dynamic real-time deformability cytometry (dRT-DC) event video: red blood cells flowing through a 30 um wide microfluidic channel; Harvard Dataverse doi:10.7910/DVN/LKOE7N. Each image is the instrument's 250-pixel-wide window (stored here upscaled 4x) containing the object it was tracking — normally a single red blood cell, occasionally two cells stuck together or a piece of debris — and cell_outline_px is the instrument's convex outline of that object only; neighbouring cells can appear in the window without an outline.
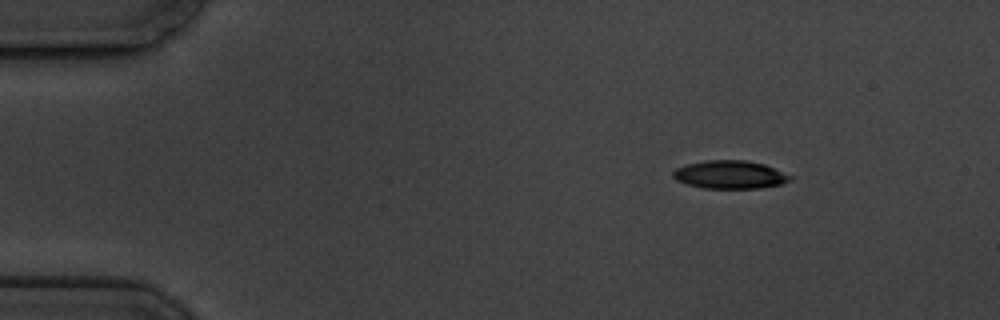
{"species": "common noctule bat (a hibernating species)", "species_latin": "Nyctalus noctula", "temperature_condition": "cold", "stored_images_in_passage": 9, "camera_frame_rate_fps": 3000, "um_per_image_px": 0.085, "animal": {"sex": "male", "body_mass_g": 19.5, "forearm_length_mm": 54.6}, "frame": {"image": 1, "passage_image": 1, "time_ms": 0.0, "image_size_px": [1000, 320], "cell_outline_px": [[796, 176], [792, 180], [780, 184], [760, 188], [704, 188], [688, 184], [676, 180], [672, 176], [672, 172], [676, 168], [684, 164], [704, 160], [744, 160], [764, 164]], "centroid_in_image_um": [62.07, 14.83], "position_along_channel_um": 22.9, "area_um2": 19.42}}
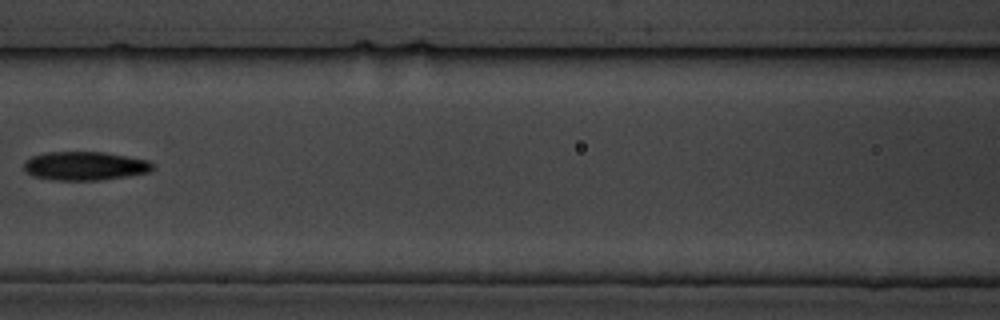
{"frame": {"image": 2, "passage_image": 6, "time_ms": 6.333, "image_size_px": [1000, 320], "cell_outline_px": [[156, 168], [152, 172], [128, 176], [100, 180], [52, 180], [32, 176], [24, 172], [24, 160], [32, 156], [44, 152], [104, 152], [148, 160]], "centroid_in_image_um": [7.2, 14.11], "position_along_channel_um": 159.4, "area_um2": 21.85}}
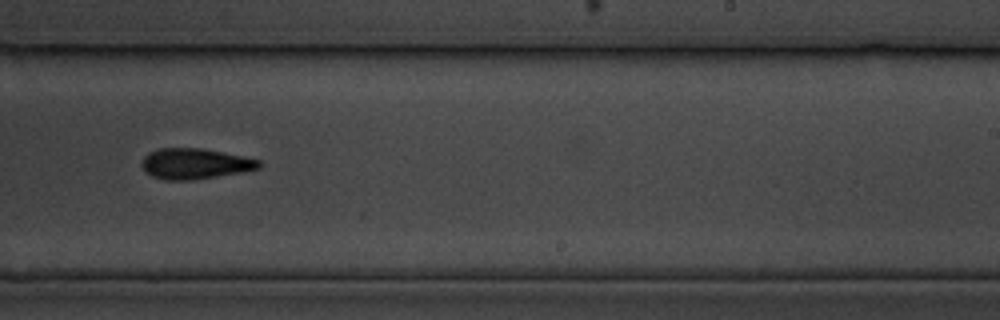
{"frame": {"image": 3, "passage_image": 9, "time_ms": 9.667, "image_size_px": [1000, 320], "cell_outline_px": [[264, 164], [260, 168], [240, 172], [192, 180], [164, 180], [152, 176], [144, 172], [140, 164], [144, 156], [148, 152], [160, 148], [200, 148], [244, 156], [260, 160]], "centroid_in_image_um": [16.54, 13.91], "position_along_channel_um": 272.5, "area_um2": 21.04}}